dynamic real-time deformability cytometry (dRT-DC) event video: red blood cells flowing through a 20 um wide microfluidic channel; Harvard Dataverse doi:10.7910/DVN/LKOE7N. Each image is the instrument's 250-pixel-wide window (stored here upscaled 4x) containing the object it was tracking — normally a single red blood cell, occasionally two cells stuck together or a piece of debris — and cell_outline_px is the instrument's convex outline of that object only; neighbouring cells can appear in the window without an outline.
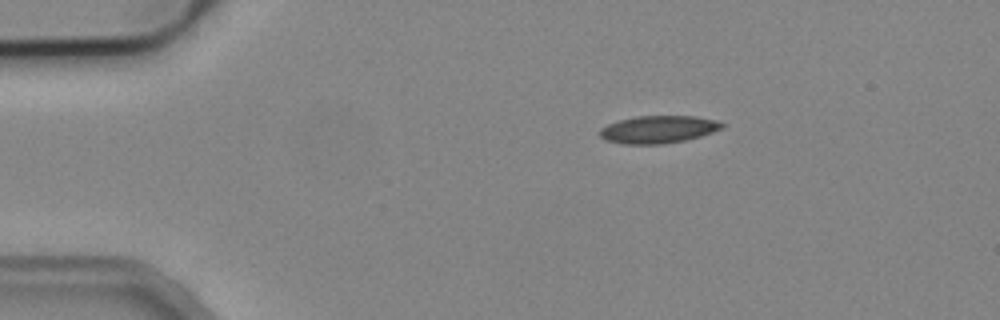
{"species": "common noctule bat (a hibernating species)", "species_latin": "Nyctalus noctula", "temperature_condition": "cold", "stored_images_in_passage": 3, "camera_frame_rate_fps": 3000, "um_per_image_px": 0.085, "animal": {"sex": "male", "body_mass_g": 19.2, "forearm_length_mm": 51.8}, "frame": {"image": 1, "passage_image": 1, "time_ms": 0.0, "image_size_px": [1000, 320], "cell_outline_px": [[724, 128], [700, 136], [684, 140], [660, 144], [624, 144], [604, 140], [600, 136], [600, 128], [616, 120], [636, 116], [696, 116], [716, 120], [724, 124]], "centroid_in_image_um": [55.93, 10.99], "position_along_channel_um": 29.1, "area_um2": 19.65}}
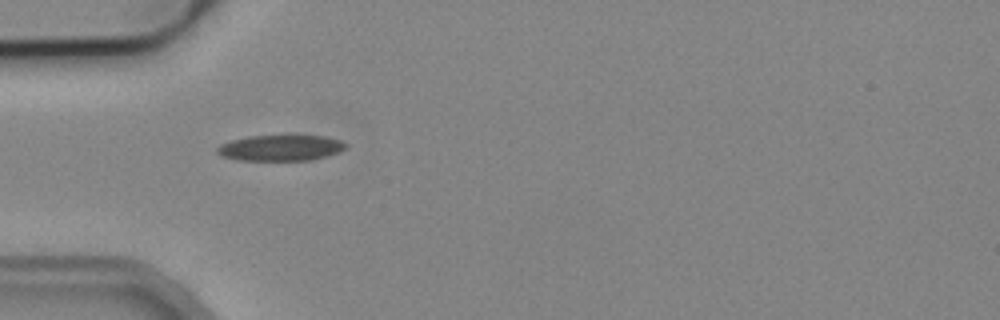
{"frame": {"image": 2, "passage_image": 3, "time_ms": 2.333, "image_size_px": [1000, 320], "cell_outline_px": [[348, 144], [344, 148], [336, 152], [324, 156], [308, 160], [236, 160], [220, 156], [216, 152], [216, 148], [220, 144], [232, 140], [248, 136], [288, 132], [324, 136], [340, 140]], "centroid_in_image_um": [23.8, 12.51], "position_along_channel_um": 61.2, "area_um2": 20.23}}